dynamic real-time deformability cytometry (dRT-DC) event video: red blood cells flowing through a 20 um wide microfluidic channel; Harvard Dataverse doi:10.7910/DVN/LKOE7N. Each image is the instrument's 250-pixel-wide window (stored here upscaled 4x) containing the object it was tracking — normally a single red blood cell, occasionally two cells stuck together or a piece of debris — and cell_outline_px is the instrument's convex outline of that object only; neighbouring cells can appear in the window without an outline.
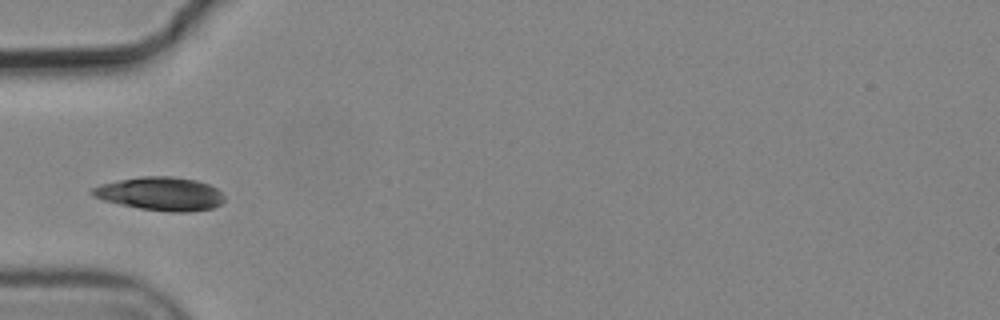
{"species": "common noctule bat (a hibernating species)", "species_latin": "Nyctalus noctula", "temperature_condition": "cold", "stored_images_in_passage": 8, "camera_frame_rate_fps": 3000, "um_per_image_px": 0.085, "animal": {"sex": "male", "body_mass_g": 19.2, "forearm_length_mm": 51.8}, "frame": {"image": 1, "passage_image": 3, "time_ms": 0.667, "image_size_px": [1000, 320], "cell_outline_px": [[224, 200], [220, 204], [212, 208], [188, 212], [168, 212], [140, 208], [120, 204], [104, 200], [92, 196], [88, 192], [92, 188], [100, 184], [140, 176], [172, 176], [196, 180], [208, 184], [216, 188], [224, 196]], "centroid_in_image_um": [13.62, 16.47], "position_along_channel_um": 71.4, "area_um2": 25.72}}
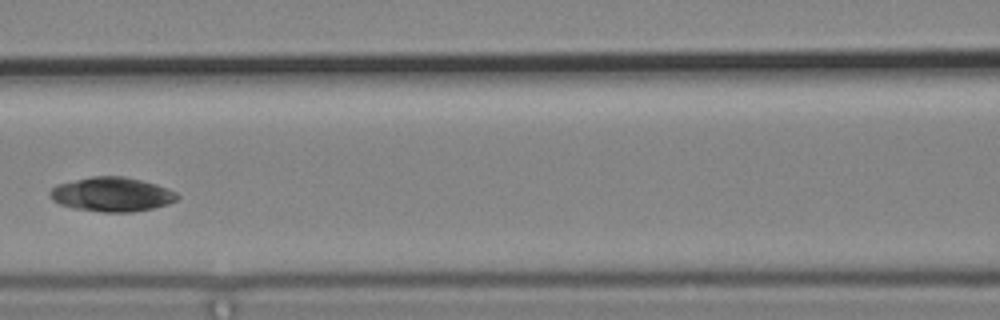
{"frame": {"image": 2, "passage_image": 5, "time_ms": 1.333, "image_size_px": [1000, 320], "cell_outline_px": [[180, 196], [176, 200], [168, 204], [152, 208], [132, 212], [100, 212], [72, 208], [60, 204], [52, 200], [48, 192], [56, 184], [92, 176], [124, 176], [156, 184], [176, 192]], "centroid_in_image_um": [9.48, 16.52], "position_along_channel_um": 157.1, "area_um2": 25.49}}
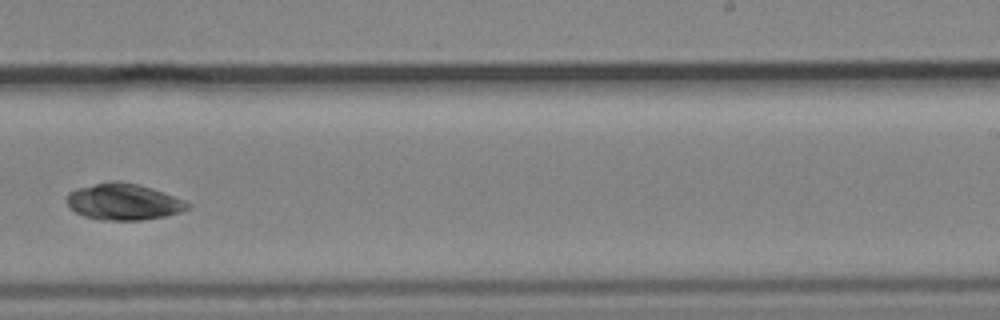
{"frame": {"image": 3, "passage_image": 8, "time_ms": 2.333, "image_size_px": [1000, 320], "cell_outline_px": [[188, 208], [180, 212], [164, 216], [140, 220], [100, 220], [84, 216], [76, 212], [68, 204], [68, 192], [76, 188], [112, 180], [120, 180], [140, 184], [152, 188], [184, 200], [188, 204]], "centroid_in_image_um": [10.48, 17.14], "position_along_channel_um": 278.5, "area_um2": 25.49}}